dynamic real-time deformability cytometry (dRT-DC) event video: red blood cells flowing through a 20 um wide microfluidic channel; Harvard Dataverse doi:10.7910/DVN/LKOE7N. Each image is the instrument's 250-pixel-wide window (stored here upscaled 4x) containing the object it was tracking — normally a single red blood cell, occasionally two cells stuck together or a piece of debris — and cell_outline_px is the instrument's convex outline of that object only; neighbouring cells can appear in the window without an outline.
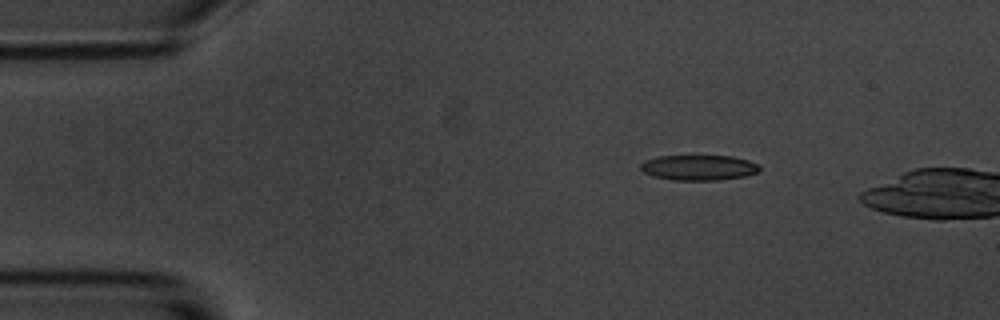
{"species": "common noctule bat (a hibernating species)", "species_latin": "Nyctalus noctula", "temperature_condition": "room temperature", "stored_images_in_passage": 4, "camera_frame_rate_fps": 3000, "um_per_image_px": 0.085, "animal": {"sex": "male", "body_mass_g": 20.1, "forearm_length_mm": 53.5}, "frame": {"image": 1, "passage_image": 2, "time_ms": 1.0, "image_size_px": [1000, 320], "cell_outline_px": [[760, 172], [744, 176], [720, 180], [672, 180], [652, 176], [644, 172], [640, 168], [640, 164], [644, 160], [656, 156], [732, 156], [748, 160], [760, 164]], "centroid_in_image_um": [59.4, 14.24], "position_along_channel_um": 25.6, "area_um2": 17.74}}